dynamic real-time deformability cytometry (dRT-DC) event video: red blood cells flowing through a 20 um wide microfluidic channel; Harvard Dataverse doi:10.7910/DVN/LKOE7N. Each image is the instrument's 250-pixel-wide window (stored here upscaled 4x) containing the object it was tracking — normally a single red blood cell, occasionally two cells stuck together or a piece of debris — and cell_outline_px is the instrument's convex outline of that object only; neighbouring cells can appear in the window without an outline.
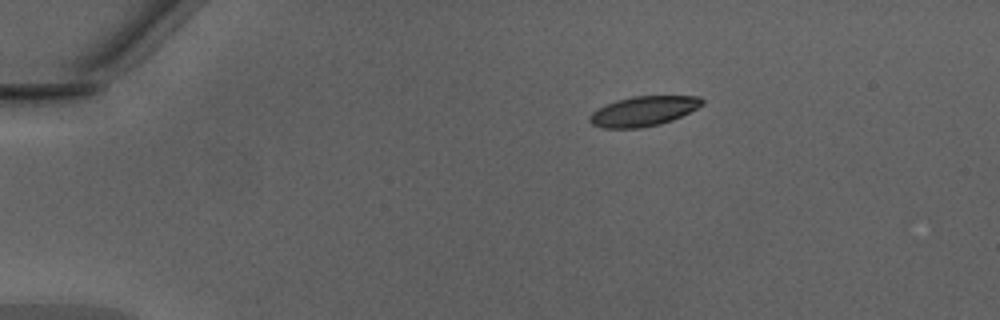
{"species": "Egyptian fruit bat (a non-hibernating species)", "species_latin": "Rousettus aegyptiacus", "temperature_condition": "warm", "stored_images_in_passage": 40, "camera_frame_rate_fps": 3000, "um_per_image_px": 0.085, "animal": {"sex": "male"}, "frame": {"image": 1, "passage_image": 1, "time_ms": 0.0, "image_size_px": [1000, 320], "cell_outline_px": [[704, 104], [672, 120], [660, 124], [640, 128], [604, 128], [592, 124], [588, 120], [588, 116], [592, 112], [616, 100], [632, 96], [700, 96], [704, 100]], "centroid_in_image_um": [54.69, 9.45], "position_along_channel_um": 30.3, "area_um2": 19.42}}
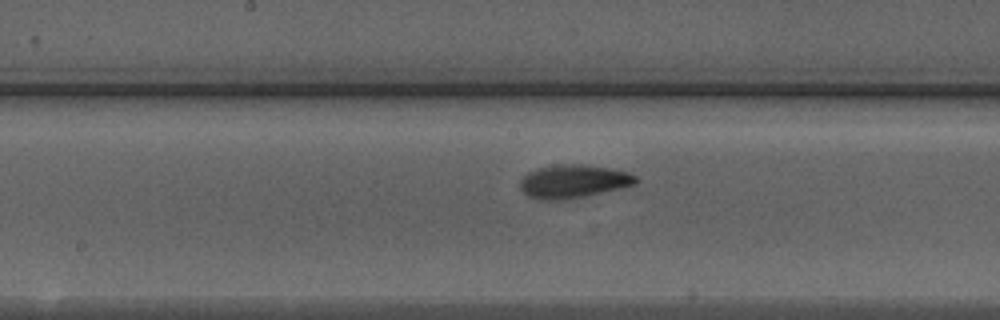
{"frame": {"image": 2, "passage_image": 18, "time_ms": 5.667, "image_size_px": [1000, 320], "cell_outline_px": [[640, 180], [636, 184], [584, 196], [556, 200], [540, 200], [528, 196], [520, 188], [520, 180], [528, 172], [536, 168], [560, 164], [580, 164], [608, 168], [628, 172], [636, 176]], "centroid_in_image_um": [48.72, 15.41], "position_along_channel_um": 199.5, "area_um2": 22.25}}
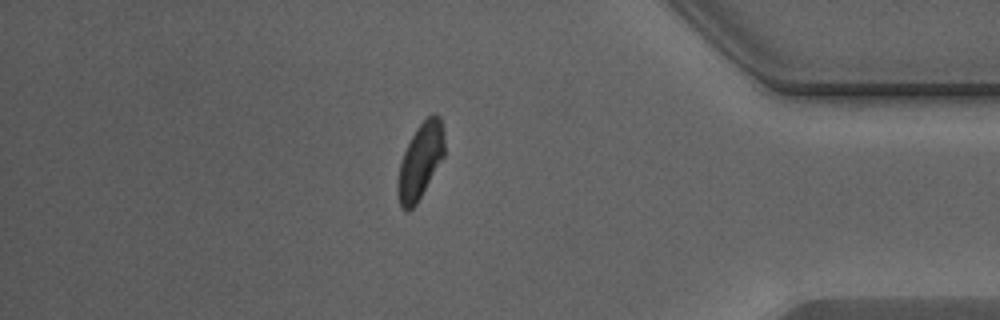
{"frame": {"image": 3, "passage_image": 34, "time_ms": 11.0, "image_size_px": [1000, 320], "cell_outline_px": [[444, 156], [416, 204], [408, 212], [400, 208], [396, 188], [400, 164], [404, 152], [416, 128], [432, 112], [440, 116], [444, 132]], "centroid_in_image_um": [35.72, 13.69], "position_along_channel_um": 399.5, "area_um2": 20.46}, "authors_computed_cell_mechanics": {"area_um2": 20.8658, "velocity_mm_per_s": 4.2982, "shape_relaxation_time_tau1_ms": 3.1068, "shape_relaxation_time_tau2_ms": 1.7371, "deformation_change_tau1": 0.1674, "deformation_change_tau2": 0.0761}}